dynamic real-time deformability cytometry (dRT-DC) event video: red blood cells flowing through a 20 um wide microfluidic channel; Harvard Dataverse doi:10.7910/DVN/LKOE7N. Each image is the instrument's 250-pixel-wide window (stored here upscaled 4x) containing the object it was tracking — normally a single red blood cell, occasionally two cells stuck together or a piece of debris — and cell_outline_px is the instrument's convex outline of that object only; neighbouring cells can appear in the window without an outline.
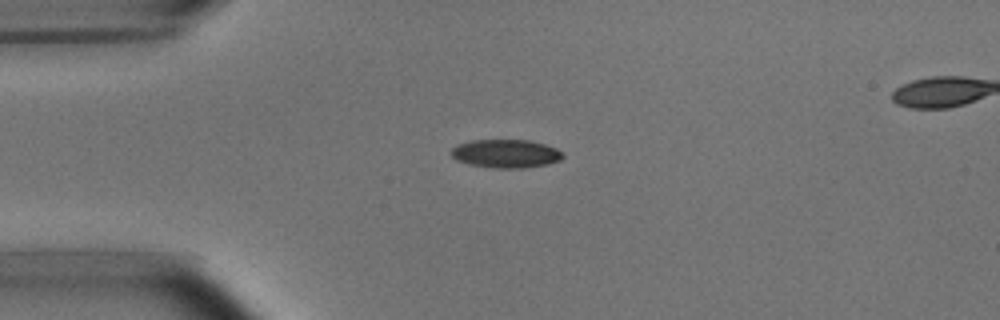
{"species": "common noctule bat (a hibernating species)", "species_latin": "Nyctalus noctula", "temperature_condition": "room temperature", "stored_images_in_passage": 4, "camera_frame_rate_fps": 3000, "um_per_image_px": 0.085, "animal": {"sex": "male", "body_mass_g": 15.6}, "frame": {"image": 1, "passage_image": 1, "time_ms": 0.0, "image_size_px": [1000, 320], "cell_outline_px": [[564, 156], [560, 160], [548, 164], [524, 168], [496, 168], [472, 164], [456, 160], [452, 156], [452, 148], [456, 144], [472, 140], [532, 140], [556, 148], [564, 152]], "centroid_in_image_um": [43.03, 13.05], "position_along_channel_um": 42.0, "area_um2": 18.5}}
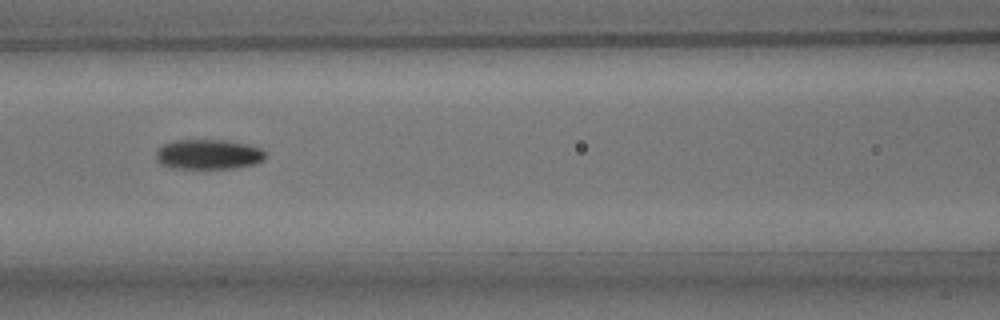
{"frame": {"image": 2, "passage_image": 4, "time_ms": 1.0, "image_size_px": [1000, 320], "cell_outline_px": [[264, 160], [252, 164], [236, 168], [168, 168], [160, 164], [156, 160], [156, 152], [164, 144], [176, 140], [224, 140], [244, 144], [260, 148], [264, 152]], "centroid_in_image_um": [17.66, 13.13], "position_along_channel_um": 148.9, "area_um2": 18.9}}